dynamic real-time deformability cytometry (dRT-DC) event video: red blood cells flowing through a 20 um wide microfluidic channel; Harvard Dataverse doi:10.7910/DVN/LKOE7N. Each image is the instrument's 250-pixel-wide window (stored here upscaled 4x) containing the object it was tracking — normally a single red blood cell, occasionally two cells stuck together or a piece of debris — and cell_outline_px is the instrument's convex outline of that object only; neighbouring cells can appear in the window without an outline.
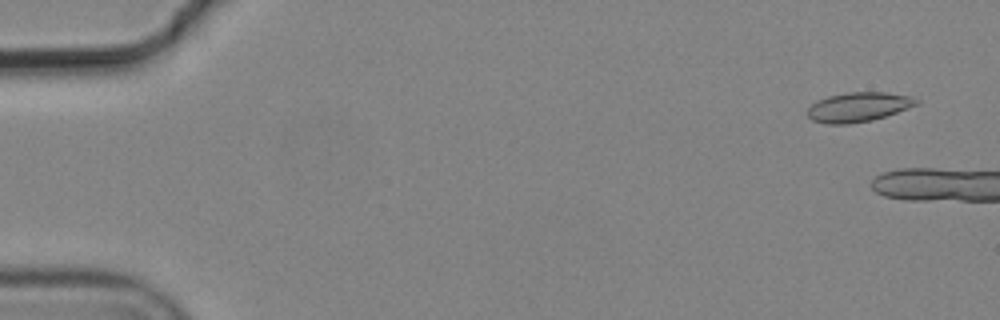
{"species": "common noctule bat (a hibernating species)", "species_latin": "Nyctalus noctula", "temperature_condition": "cold", "stored_images_in_passage": 2, "camera_frame_rate_fps": 3000, "um_per_image_px": 0.085, "animal": {"sex": "male", "body_mass_g": 19.2, "forearm_length_mm": 51.8}, "frame": {"image": 1, "passage_image": 1, "time_ms": 0.0, "image_size_px": [1000, 320], "cell_outline_px": [[920, 104], [872, 120], [848, 124], [828, 124], [812, 120], [808, 116], [808, 108], [816, 100], [828, 96], [848, 92], [888, 92], [912, 96], [920, 100]], "centroid_in_image_um": [72.99, 9.08], "position_along_channel_um": 12.0, "area_um2": 18.79}}